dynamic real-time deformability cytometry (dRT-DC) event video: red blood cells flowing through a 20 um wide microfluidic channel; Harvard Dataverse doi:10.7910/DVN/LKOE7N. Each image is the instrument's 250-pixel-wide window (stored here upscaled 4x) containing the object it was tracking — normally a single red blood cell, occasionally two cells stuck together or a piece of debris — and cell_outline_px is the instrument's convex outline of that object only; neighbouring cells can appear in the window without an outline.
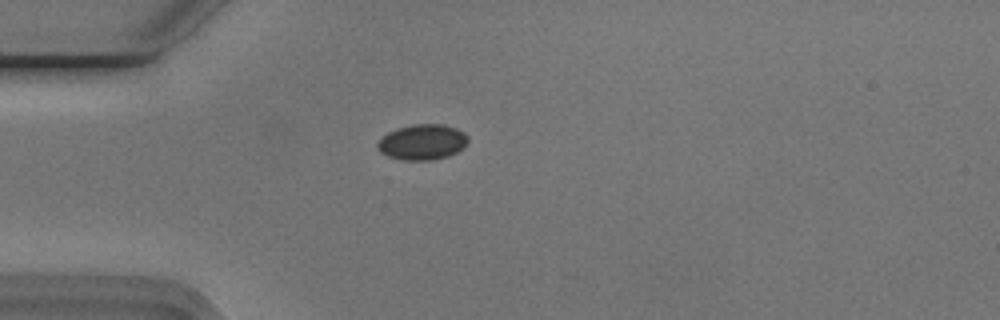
{"species": "Egyptian fruit bat (a non-hibernating species)", "species_latin": "Rousettus aegyptiacus", "temperature_condition": "cold", "stored_images_in_passage": 37, "camera_frame_rate_fps": 3000, "um_per_image_px": 0.085, "animal": {"sex": "male"}, "frame": {"image": 1, "passage_image": 2, "time_ms": 0.333, "image_size_px": [1000, 320], "cell_outline_px": [[468, 140], [464, 148], [448, 156], [432, 160], [400, 160], [388, 156], [380, 152], [376, 148], [376, 144], [388, 132], [396, 128], [412, 124], [444, 124], [456, 128], [464, 132], [468, 136]], "centroid_in_image_um": [35.9, 12.07], "position_along_channel_um": 49.1, "area_um2": 18.9}}
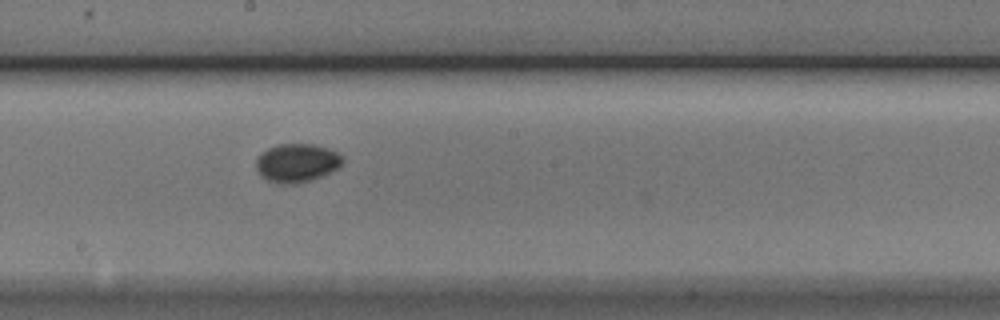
{"frame": {"image": 2, "passage_image": 17, "time_ms": 5.333, "image_size_px": [1000, 320], "cell_outline_px": [[344, 160], [336, 168], [320, 176], [296, 184], [276, 184], [260, 176], [256, 168], [256, 156], [260, 152], [276, 144], [316, 144], [328, 148], [344, 156]], "centroid_in_image_um": [25.17, 13.83], "position_along_channel_um": 223.0, "area_um2": 19.54}}
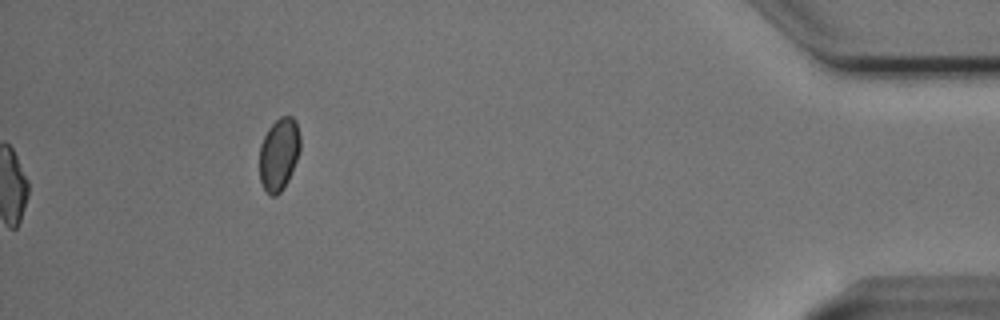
{"frame": {"image": 3, "passage_image": 37, "time_ms": 12.0, "image_size_px": [1000, 320], "cell_outline_px": [[300, 152], [288, 180], [284, 188], [276, 196], [272, 196], [264, 188], [260, 180], [260, 144], [268, 128], [280, 116], [292, 116], [296, 120], [300, 136]], "centroid_in_image_um": [23.72, 13.08], "position_along_channel_um": 411.5, "area_um2": 17.28}, "authors_computed_cell_mechanics": {"area_um2": 18.4382, "velocity_mm_per_s": 3.7416, "shape_relaxation_time_tau1_ms": 3.902, "shape_relaxation_time_tau2_ms": null, "deformation_change_tau1": 0.0497, "deformation_change_tau2": null}}